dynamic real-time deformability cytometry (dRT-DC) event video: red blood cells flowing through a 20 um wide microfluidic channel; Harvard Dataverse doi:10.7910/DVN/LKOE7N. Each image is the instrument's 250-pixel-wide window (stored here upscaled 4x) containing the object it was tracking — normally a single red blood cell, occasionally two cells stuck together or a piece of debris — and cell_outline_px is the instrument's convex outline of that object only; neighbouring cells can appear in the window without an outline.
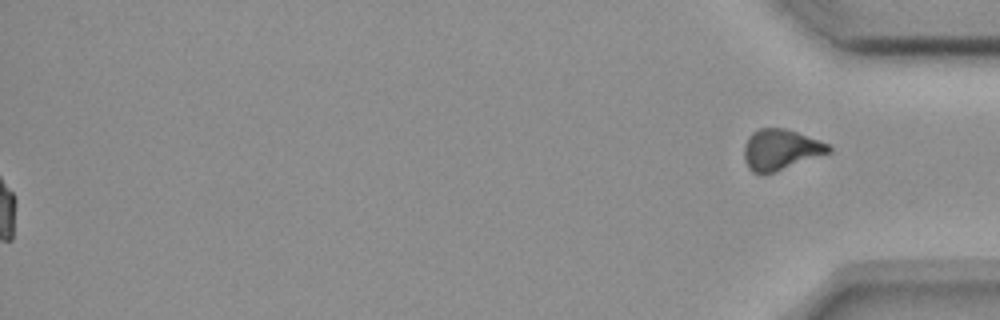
{"species": "common noctule bat (a hibernating species)", "species_latin": "Nyctalus noctula", "temperature_condition": "room temperature", "stored_images_in_passage": 56, "segment_of_instrument_passage": [2, 2], "camera_frame_rate_fps": 3000, "um_per_image_px": 0.085, "animal": {"sex": "female", "body_mass_g": 18.4}, "frame": {"image": 1, "passage_image": 56, "time_ms": 18.333, "image_size_px": [1000, 320], "cell_outline_px": [[832, 152], [776, 172], [764, 176], [760, 176], [752, 172], [748, 168], [744, 160], [744, 144], [748, 136], [752, 132], [760, 128], [784, 128], [820, 140], [828, 144], [832, 148]], "centroid_in_image_um": [66.33, 12.75], "position_along_channel_um": 368.9, "area_um2": 20.52}}